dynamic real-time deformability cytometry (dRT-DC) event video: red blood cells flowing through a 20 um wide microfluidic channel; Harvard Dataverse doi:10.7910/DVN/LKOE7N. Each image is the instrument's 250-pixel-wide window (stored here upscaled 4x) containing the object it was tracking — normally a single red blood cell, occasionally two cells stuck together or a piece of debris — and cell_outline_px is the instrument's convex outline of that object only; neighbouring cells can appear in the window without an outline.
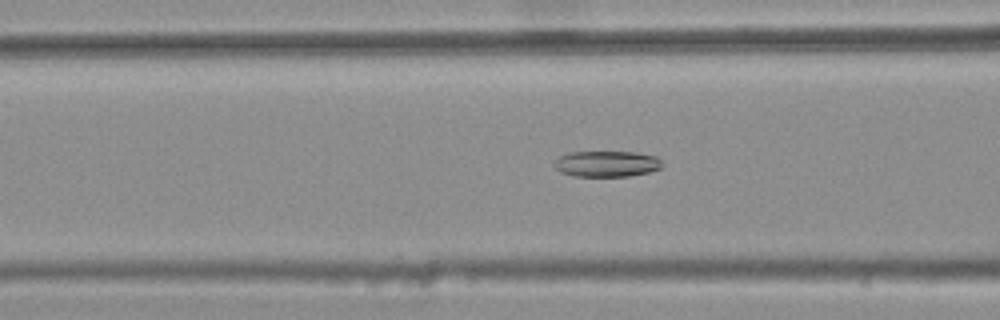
{"species": "common noctule bat (a hibernating species)", "species_latin": "Nyctalus noctula", "temperature_condition": "warm", "stored_images_in_passage": 47, "camera_frame_rate_fps": 3000, "um_per_image_px": 0.085, "animal": {"sex": "female", "body_mass_g": 25.1}, "frame": {"image": 1, "passage_image": 21, "time_ms": 6.667, "image_size_px": [1000, 320], "cell_outline_px": [[664, 164], [660, 168], [648, 172], [628, 176], [576, 176], [560, 172], [556, 168], [556, 160], [560, 156], [568, 152], [636, 152], [656, 156]], "centroid_in_image_um": [51.6, 13.92], "position_along_channel_um": 115.0, "area_um2": 16.18}}
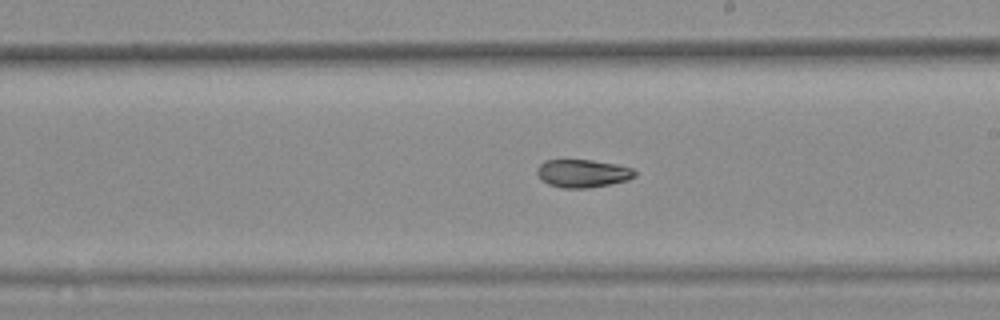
{"frame": {"image": 2, "passage_image": 31, "time_ms": 10.0, "image_size_px": [1000, 320], "cell_outline_px": [[636, 176], [628, 180], [612, 184], [588, 188], [560, 188], [548, 184], [536, 172], [536, 168], [544, 160], [592, 160], [616, 164], [632, 168], [636, 172]], "centroid_in_image_um": [49.55, 14.74], "position_along_channel_um": 239.5, "area_um2": 16.01}}
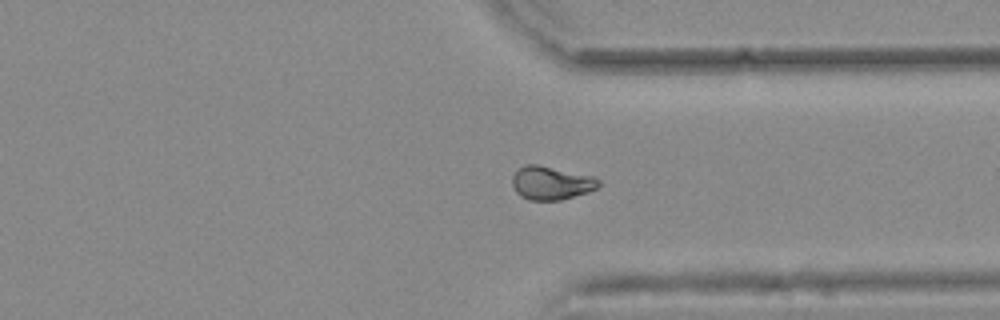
{"frame": {"image": 3, "passage_image": 41, "time_ms": 13.333, "image_size_px": [1000, 320], "cell_outline_px": [[600, 184], [596, 188], [588, 192], [560, 200], [528, 200], [520, 196], [516, 192], [512, 184], [512, 176], [524, 164], [536, 164], [592, 176], [600, 180]], "centroid_in_image_um": [46.83, 15.56], "position_along_channel_um": 364.6, "area_um2": 16.7}, "authors_computed_cell_mechanics": {"area_um2": 16.9354, "velocity_mm_per_s": 3.7457, "shape_relaxation_time_tau1_ms": null, "shape_relaxation_time_tau2_ms": 5.9697, "deformation_change_tau1": null, "deformation_change_tau2": 0.1121}}